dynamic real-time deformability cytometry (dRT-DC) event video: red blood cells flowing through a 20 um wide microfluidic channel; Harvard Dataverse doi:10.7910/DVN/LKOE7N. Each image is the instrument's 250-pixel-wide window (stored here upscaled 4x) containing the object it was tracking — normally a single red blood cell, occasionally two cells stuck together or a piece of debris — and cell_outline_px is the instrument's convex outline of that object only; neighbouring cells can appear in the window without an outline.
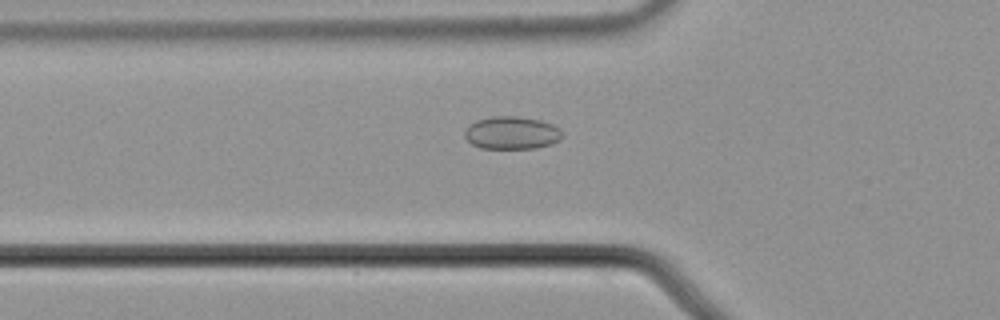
{"species": "common noctule bat (a hibernating species)", "species_latin": "Nyctalus noctula", "temperature_condition": "cold", "stored_images_in_passage": 41, "camera_frame_rate_fps": 3000, "um_per_image_px": 0.085, "animal": {"sex": "male", "body_mass_g": 21.5, "forearm_length_mm": 52.0}, "frame": {"image": 1, "passage_image": 5, "time_ms": 1.333, "image_size_px": [1000, 320], "cell_outline_px": [[560, 140], [552, 144], [536, 148], [480, 148], [472, 144], [464, 136], [464, 132], [476, 120], [492, 116], [516, 116], [540, 120], [552, 124], [560, 128]], "centroid_in_image_um": [43.5, 11.29], "position_along_channel_um": 82.3, "area_um2": 18.5}}
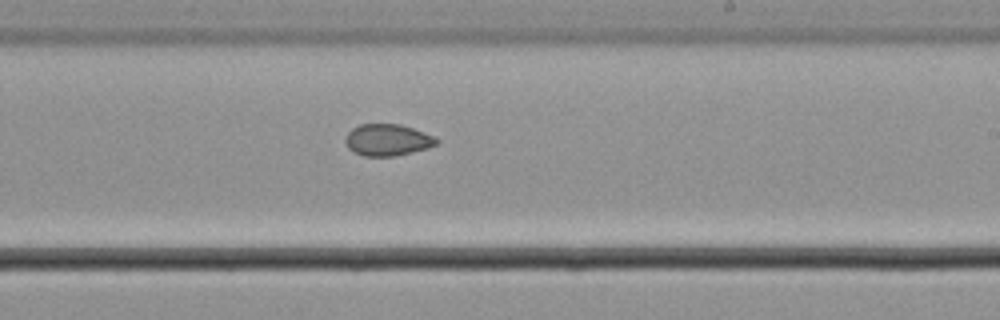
{"frame": {"image": 2, "passage_image": 19, "time_ms": 6.0, "image_size_px": [1000, 320], "cell_outline_px": [[440, 140], [436, 144], [428, 148], [396, 156], [364, 156], [352, 152], [348, 148], [344, 140], [348, 132], [352, 128], [360, 124], [400, 124], [436, 136]], "centroid_in_image_um": [32.94, 11.9], "position_along_channel_um": 256.1, "area_um2": 16.99}}
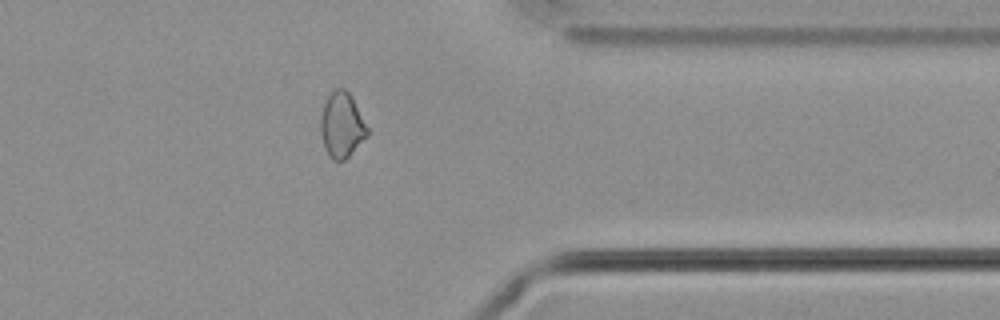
{"frame": {"image": 3, "passage_image": 30, "time_ms": 9.667, "image_size_px": [1000, 320], "cell_outline_px": [[368, 136], [344, 160], [332, 160], [324, 144], [320, 132], [320, 120], [324, 104], [328, 96], [336, 88], [344, 88], [352, 96], [368, 128]], "centroid_in_image_um": [29.06, 10.62], "position_along_channel_um": 382.3, "area_um2": 17.51}, "authors_computed_cell_mechanics": {"area_um2": 17.5712, "velocity_mm_per_s": 3.7232, "shape_relaxation_time_tau1_ms": null, "shape_relaxation_time_tau2_ms": 2.5182, "deformation_change_tau1": null, "deformation_change_tau2": 0.052}}